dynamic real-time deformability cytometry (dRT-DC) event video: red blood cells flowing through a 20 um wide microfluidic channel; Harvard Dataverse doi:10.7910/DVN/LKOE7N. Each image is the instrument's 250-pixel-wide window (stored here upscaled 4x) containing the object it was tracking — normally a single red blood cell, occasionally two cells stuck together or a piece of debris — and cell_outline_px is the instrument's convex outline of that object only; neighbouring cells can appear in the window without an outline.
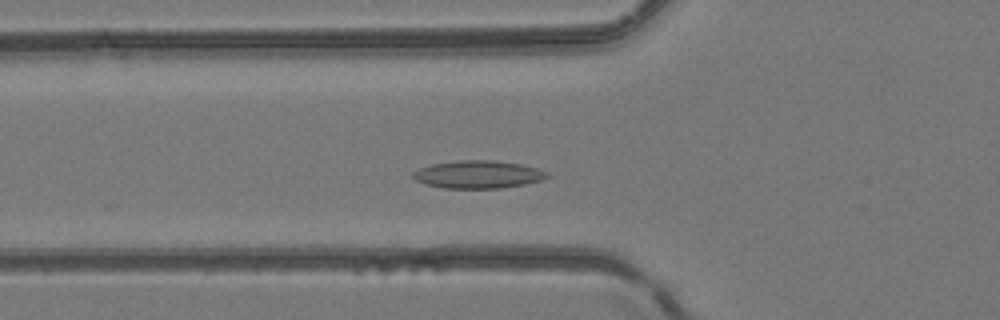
{"species": "common noctule bat (a hibernating species)", "species_latin": "Nyctalus noctula", "temperature_condition": "room temperature", "stored_images_in_passage": 34, "camera_frame_rate_fps": 3000, "um_per_image_px": 0.085, "animal": {"sex": "female", "body_mass_g": 24.6, "forearm_length_mm": 56.2}, "frame": {"image": 1, "passage_image": 11, "time_ms": 3.333, "image_size_px": [1000, 320], "cell_outline_px": [[548, 176], [540, 180], [524, 184], [500, 188], [444, 188], [424, 184], [416, 180], [412, 176], [412, 172], [420, 168], [432, 164], [456, 160], [496, 160], [520, 164], [536, 168], [548, 172]], "centroid_in_image_um": [40.6, 14.82], "position_along_channel_um": 85.2, "area_um2": 21.62}}
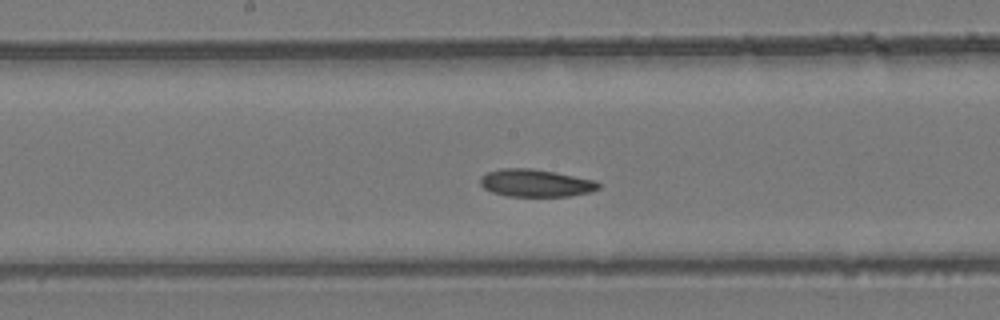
{"frame": {"image": 2, "passage_image": 19, "time_ms": 6.0, "image_size_px": [1000, 320], "cell_outline_px": [[600, 188], [592, 192], [568, 196], [508, 196], [492, 192], [484, 188], [480, 184], [480, 176], [488, 172], [504, 168], [532, 168], [596, 180], [600, 184]], "centroid_in_image_um": [45.54, 15.56], "position_along_channel_um": 202.7, "area_um2": 18.96}}
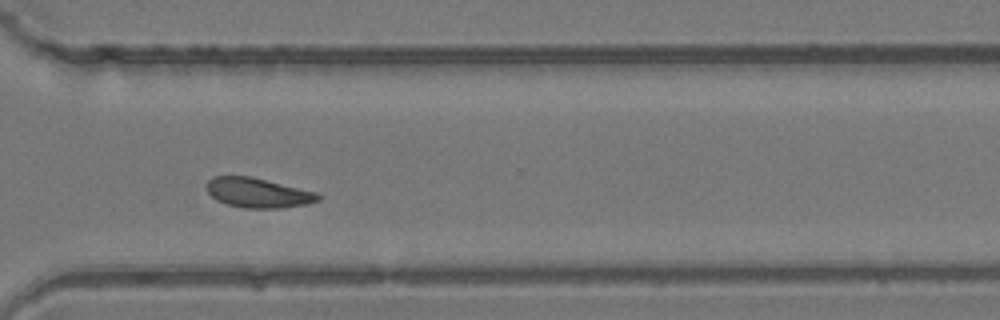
{"frame": {"image": 3, "passage_image": 29, "time_ms": 9.333, "image_size_px": [1000, 320], "cell_outline_px": [[320, 200], [304, 204], [280, 208], [244, 208], [228, 204], [216, 200], [208, 192], [208, 180], [212, 176], [252, 176], [316, 192], [320, 196]], "centroid_in_image_um": [21.92, 16.38], "position_along_channel_um": 348.7, "area_um2": 19.13}}